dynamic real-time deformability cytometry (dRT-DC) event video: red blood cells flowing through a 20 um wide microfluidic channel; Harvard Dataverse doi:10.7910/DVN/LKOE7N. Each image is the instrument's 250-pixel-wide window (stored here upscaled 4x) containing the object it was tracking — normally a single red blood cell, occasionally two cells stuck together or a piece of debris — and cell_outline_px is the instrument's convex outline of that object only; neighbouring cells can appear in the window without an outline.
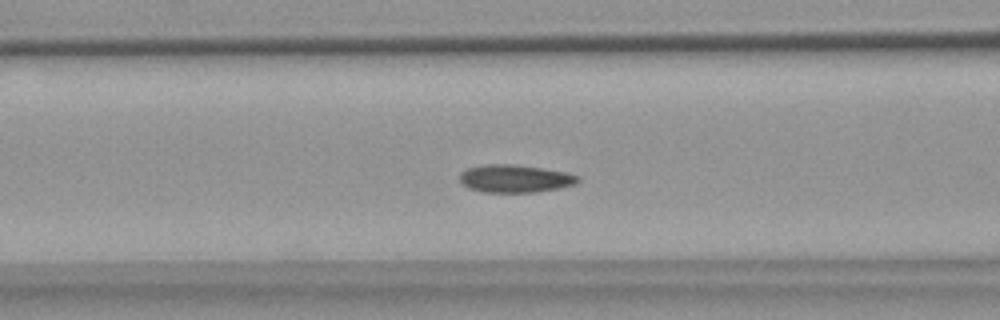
{"species": "common noctule bat (a hibernating species)", "species_latin": "Nyctalus noctula", "temperature_condition": "warm", "stored_images_in_passage": 53, "camera_frame_rate_fps": 3000, "um_per_image_px": 0.085, "animal": {"sex": "female", "body_mass_g": 18.4}, "frame": {"image": 1, "passage_image": 20, "time_ms": 6.333, "image_size_px": [1000, 320], "cell_outline_px": [[580, 180], [576, 184], [560, 188], [536, 192], [484, 192], [468, 188], [460, 180], [460, 172], [468, 168], [484, 164], [516, 164], [568, 172], [580, 176]], "centroid_in_image_um": [43.81, 15.17], "position_along_channel_um": 122.8, "area_um2": 19.31}}
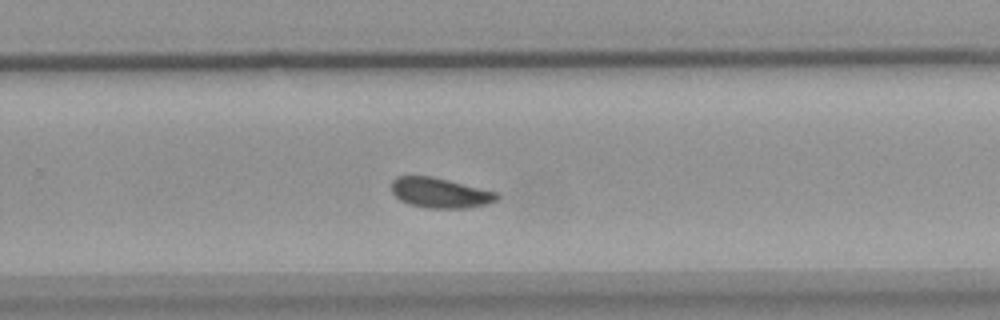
{"frame": {"image": 2, "passage_image": 34, "time_ms": 11.0, "image_size_px": [1000, 320], "cell_outline_px": [[500, 200], [488, 204], [464, 208], [424, 208], [408, 204], [400, 200], [392, 192], [392, 180], [396, 176], [432, 176], [496, 192], [500, 196]], "centroid_in_image_um": [37.41, 16.4], "position_along_channel_um": 292.4, "area_um2": 18.55}}
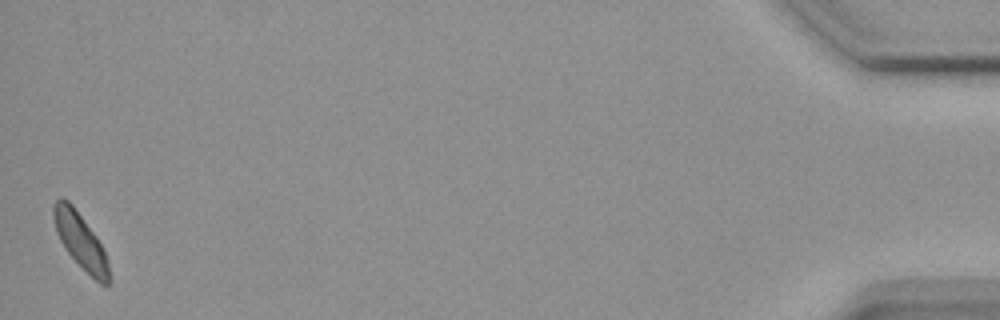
{"frame": {"image": 3, "passage_image": 53, "time_ms": 17.333, "image_size_px": [1000, 320], "cell_outline_px": [[112, 280], [108, 284], [100, 284], [68, 252], [60, 240], [56, 232], [52, 216], [52, 204], [60, 196], [68, 200], [72, 204], [96, 236], [108, 260]], "centroid_in_image_um": [6.83, 20.44], "position_along_channel_um": 428.4, "area_um2": 17.74}, "authors_computed_cell_mechanics": {"area_um2": 18.6116, "velocity_mm_per_s": 3.6456, "shape_relaxation_time_tau1_ms": 3.0445, "shape_relaxation_time_tau2_ms": 3.6668, "deformation_change_tau1": 0.0967, "deformation_change_tau2": 0.0895}}